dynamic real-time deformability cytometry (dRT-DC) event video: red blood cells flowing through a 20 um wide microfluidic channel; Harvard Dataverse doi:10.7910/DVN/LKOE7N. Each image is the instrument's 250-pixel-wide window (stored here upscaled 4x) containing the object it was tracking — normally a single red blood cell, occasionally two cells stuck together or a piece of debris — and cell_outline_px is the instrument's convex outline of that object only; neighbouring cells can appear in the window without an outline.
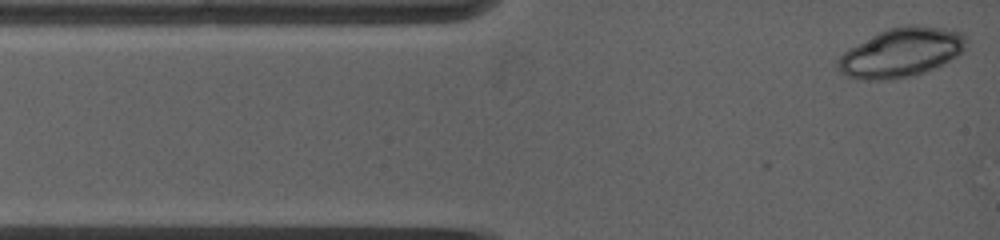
{"species": "common noctule bat (a hibernating species)", "species_latin": "Nyctalus noctula", "temperature_condition": "warm", "stored_images_in_passage": 5, "camera_frame_rate_fps": 5000, "um_per_image_px": 0.085, "animal": {"sex": "female", "body_mass_g": 19.0, "forearm_length_mm": 53.3}, "frame": {"image": 1, "passage_image": 1, "time_ms": 0.0, "image_size_px": [1000, 240], "cell_outline_px": [[968, 44], [964, 52], [944, 64], [916, 76], [896, 80], [860, 80], [848, 76], [840, 72], [836, 64], [836, 60], [848, 48], [888, 28], [904, 24], [916, 24], [952, 28], [964, 32], [968, 40]], "centroid_in_image_um": [76.68, 4.46], "position_along_channel_um": 8.3, "area_um2": 37.86}}